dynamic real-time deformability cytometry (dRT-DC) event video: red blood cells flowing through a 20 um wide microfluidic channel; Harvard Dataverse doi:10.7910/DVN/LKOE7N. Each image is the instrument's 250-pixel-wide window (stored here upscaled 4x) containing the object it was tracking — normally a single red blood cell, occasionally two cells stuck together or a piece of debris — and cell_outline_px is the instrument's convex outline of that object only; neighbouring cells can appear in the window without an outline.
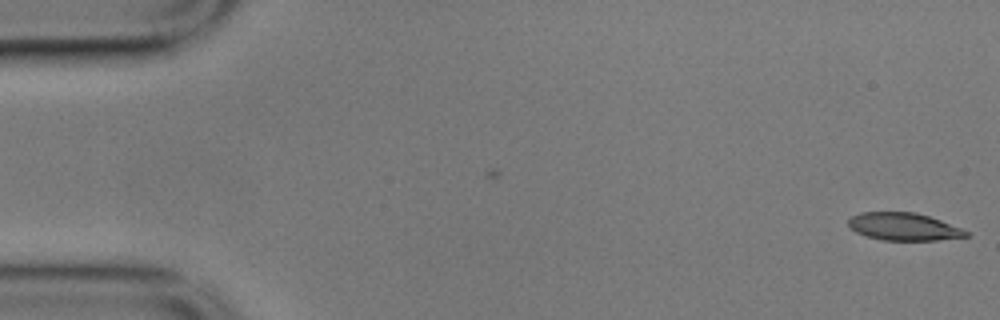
{"species": "common noctule bat (a hibernating species)", "species_latin": "Nyctalus noctula", "temperature_condition": "cold", "stored_images_in_passage": 6, "camera_frame_rate_fps": 3000, "um_per_image_px": 0.085, "animal": {"sex": "male", "body_mass_g": 17.9}, "frame": {"image": 1, "passage_image": 6, "time_ms": 1.667, "image_size_px": [1000, 320], "cell_outline_px": [[968, 236], [940, 240], [880, 240], [856, 232], [848, 224], [848, 220], [852, 216], [860, 212], [916, 212], [940, 220], [960, 228], [968, 232]], "centroid_in_image_um": [76.8, 19.26], "position_along_channel_um": 8.2, "area_um2": 18.73}}